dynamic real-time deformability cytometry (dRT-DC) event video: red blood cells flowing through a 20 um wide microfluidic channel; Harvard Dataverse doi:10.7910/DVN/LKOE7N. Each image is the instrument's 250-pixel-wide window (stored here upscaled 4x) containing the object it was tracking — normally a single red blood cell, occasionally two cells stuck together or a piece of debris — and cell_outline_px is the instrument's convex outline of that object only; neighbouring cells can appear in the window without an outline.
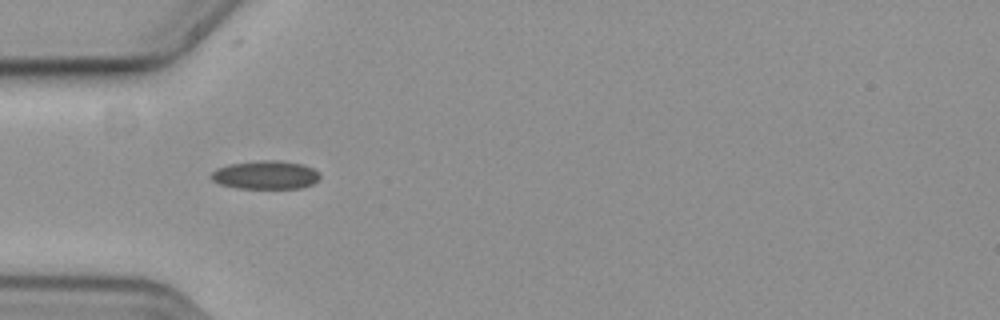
{"species": "common noctule bat (a hibernating species)", "species_latin": "Nyctalus noctula", "temperature_condition": "cold", "stored_images_in_passage": 40, "camera_frame_rate_fps": 3000, "um_per_image_px": 0.085, "animal": {"sex": "female", "body_mass_g": 19.3, "forearm_length_mm": 54.1}, "frame": {"image": 1, "passage_image": 1, "time_ms": 0.0, "image_size_px": [1000, 320], "cell_outline_px": [[320, 176], [312, 184], [300, 188], [240, 188], [220, 184], [212, 180], [212, 172], [216, 168], [228, 164], [256, 160], [280, 160], [304, 164], [320, 172]], "centroid_in_image_um": [22.58, 14.85], "position_along_channel_um": 62.4, "area_um2": 18.09}}
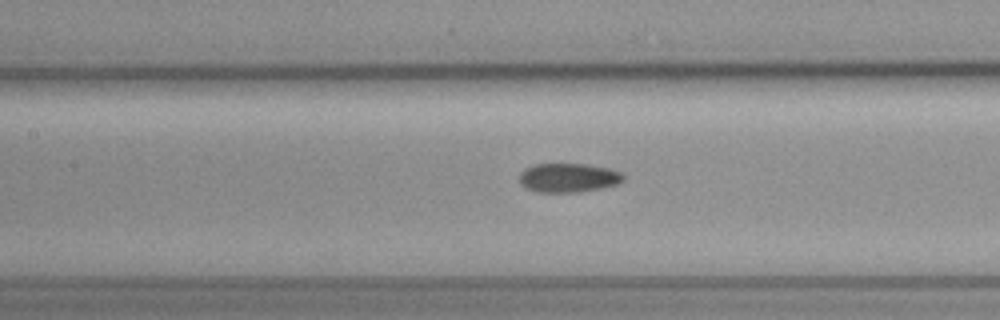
{"frame": {"image": 2, "passage_image": 9, "time_ms": 2.667, "image_size_px": [1000, 320], "cell_outline_px": [[624, 180], [616, 184], [600, 188], [580, 192], [536, 192], [520, 184], [520, 172], [524, 168], [532, 164], [588, 164], [608, 168], [620, 172], [624, 176]], "centroid_in_image_um": [48.29, 15.1], "position_along_channel_um": 159.1, "area_um2": 17.63}}
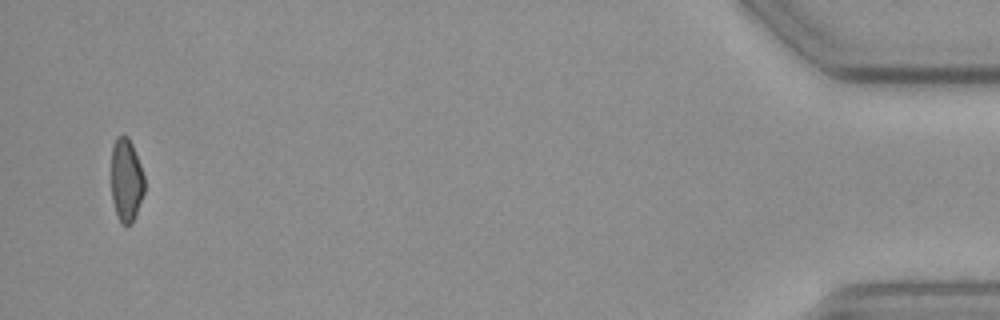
{"frame": {"image": 3, "passage_image": 38, "time_ms": 12.333, "image_size_px": [1000, 320], "cell_outline_px": [[144, 192], [132, 224], [120, 224], [112, 200], [112, 148], [116, 136], [124, 132], [128, 136], [132, 144], [140, 164], [144, 176]], "centroid_in_image_um": [10.73, 15.27], "position_along_channel_um": 424.5, "area_um2": 16.13}, "authors_computed_cell_mechanics": {"area_um2": 17.3111, "velocity_mm_per_s": 3.6801, "shape_relaxation_time_tau1_ms": null, "shape_relaxation_time_tau2_ms": 6.8374, "deformation_change_tau1": null, "deformation_change_tau2": 0.1217}}